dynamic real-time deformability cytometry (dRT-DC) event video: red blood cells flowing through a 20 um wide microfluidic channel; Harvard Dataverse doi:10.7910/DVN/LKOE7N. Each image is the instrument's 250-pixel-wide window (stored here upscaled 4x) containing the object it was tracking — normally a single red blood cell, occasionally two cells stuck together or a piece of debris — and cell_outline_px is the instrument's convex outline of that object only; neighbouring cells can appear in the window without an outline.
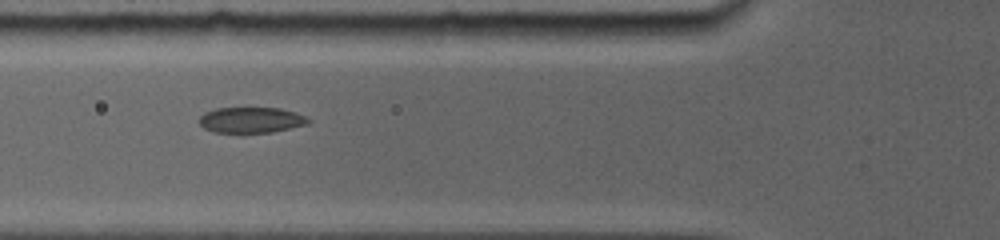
{"species": "common noctule bat (a hibernating species)", "species_latin": "Nyctalus noctula", "temperature_condition": "room temperature", "stored_images_in_passage": 16, "camera_frame_rate_fps": 5000, "um_per_image_px": 0.085, "animal": {"sex": "female", "body_mass_g": 19.0, "forearm_length_mm": 56.7}, "frame": {"image": 1, "passage_image": 2, "time_ms": 1.0, "image_size_px": [1000, 240], "cell_outline_px": [[312, 120], [308, 124], [272, 132], [244, 136], [216, 132], [204, 128], [200, 124], [200, 116], [204, 112], [216, 108], [280, 108], [296, 112]], "centroid_in_image_um": [21.34, 10.24], "position_along_channel_um": 104.5, "area_um2": 17.05}}
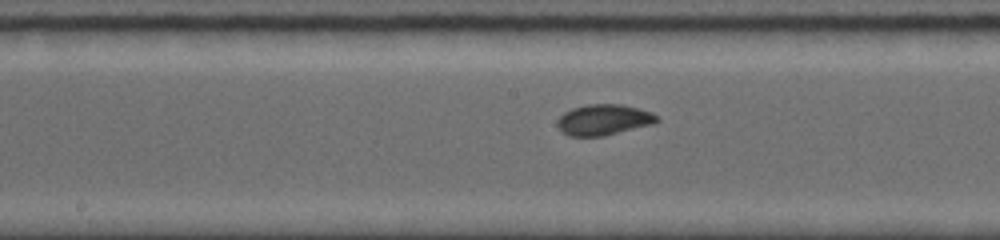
{"frame": {"image": 2, "passage_image": 8, "time_ms": 3.4, "image_size_px": [1000, 240], "cell_outline_px": [[660, 120], [652, 124], [604, 136], [568, 136], [560, 132], [556, 124], [556, 120], [564, 112], [572, 108], [588, 104], [620, 104], [640, 108], [652, 112]], "centroid_in_image_um": [51.27, 10.18], "position_along_channel_um": 196.9, "area_um2": 18.03}}
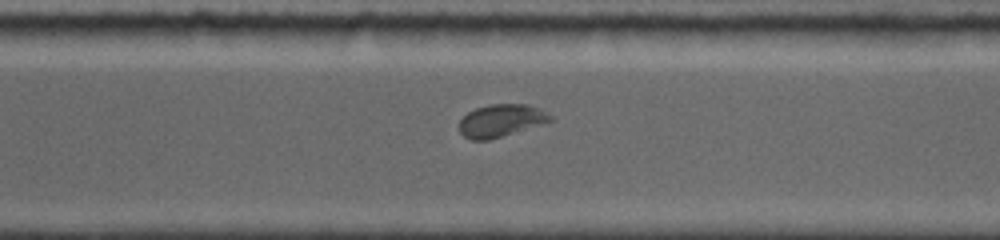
{"frame": {"image": 3, "passage_image": 16, "time_ms": 6.8, "image_size_px": [1000, 240], "cell_outline_px": [[552, 120], [488, 140], [472, 140], [464, 136], [460, 132], [460, 120], [468, 112], [476, 108], [488, 104], [528, 104], [552, 116]], "centroid_in_image_um": [42.53, 10.24], "position_along_channel_um": 328.1, "area_um2": 16.76}}